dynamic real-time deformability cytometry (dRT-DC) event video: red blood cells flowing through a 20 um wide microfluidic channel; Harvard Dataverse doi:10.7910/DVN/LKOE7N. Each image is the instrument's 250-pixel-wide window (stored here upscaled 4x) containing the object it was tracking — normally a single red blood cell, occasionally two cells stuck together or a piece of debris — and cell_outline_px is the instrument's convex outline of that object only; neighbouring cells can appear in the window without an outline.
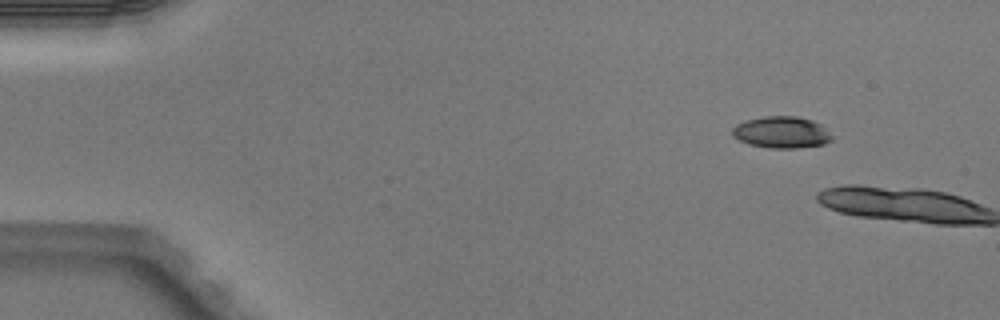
{"species": "Egyptian fruit bat (a non-hibernating species)", "species_latin": "Rousettus aegyptiacus", "temperature_condition": "warm", "stored_images_in_passage": 7, "camera_frame_rate_fps": 3000, "um_per_image_px": 0.085, "animal": {"sex": "male"}, "frame": {"image": 1, "passage_image": 1, "time_ms": 0.0, "image_size_px": [1000, 320], "cell_outline_px": [[832, 140], [824, 144], [796, 148], [768, 148], [748, 144], [732, 136], [732, 128], [736, 124], [748, 120], [764, 116], [796, 116], [812, 120], [820, 124], [832, 136]], "centroid_in_image_um": [66.42, 11.25], "position_along_channel_um": 18.6, "area_um2": 18.32}}
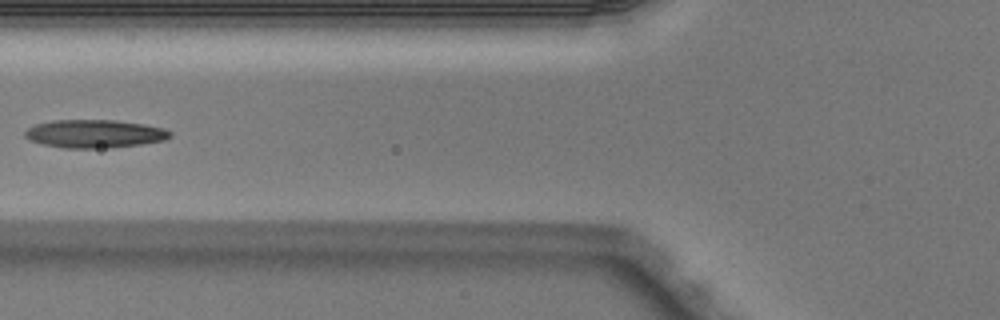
{"frame": {"image": 2, "passage_image": 6, "time_ms": 1.667, "image_size_px": [1000, 320], "cell_outline_px": [[172, 136], [164, 140], [140, 144], [112, 148], [64, 148], [44, 144], [32, 140], [24, 136], [24, 132], [28, 128], [36, 124], [52, 120], [116, 120], [144, 124], [164, 128], [172, 132]], "centroid_in_image_um": [8.07, 11.36], "position_along_channel_um": 117.7, "area_um2": 23.81}}
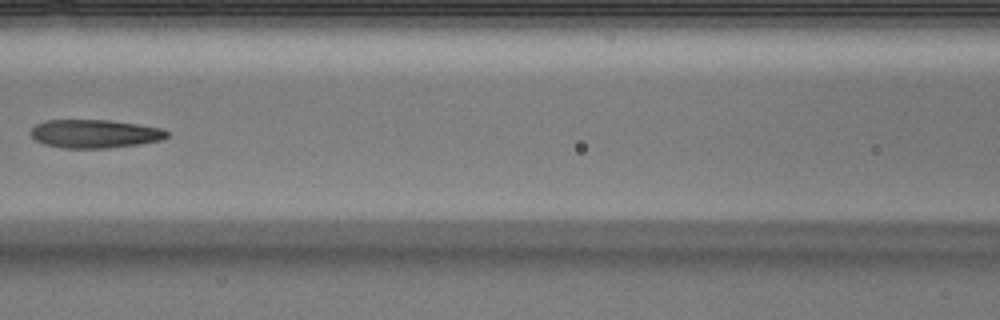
{"frame": {"image": 3, "passage_image": 7, "time_ms": 2.0, "image_size_px": [1000, 320], "cell_outline_px": [[168, 136], [160, 140], [140, 144], [108, 148], [64, 148], [44, 144], [36, 140], [28, 132], [36, 124], [44, 120], [112, 120], [160, 128], [168, 132]], "centroid_in_image_um": [8.02, 11.37], "position_along_channel_um": 158.6, "area_um2": 22.54}}